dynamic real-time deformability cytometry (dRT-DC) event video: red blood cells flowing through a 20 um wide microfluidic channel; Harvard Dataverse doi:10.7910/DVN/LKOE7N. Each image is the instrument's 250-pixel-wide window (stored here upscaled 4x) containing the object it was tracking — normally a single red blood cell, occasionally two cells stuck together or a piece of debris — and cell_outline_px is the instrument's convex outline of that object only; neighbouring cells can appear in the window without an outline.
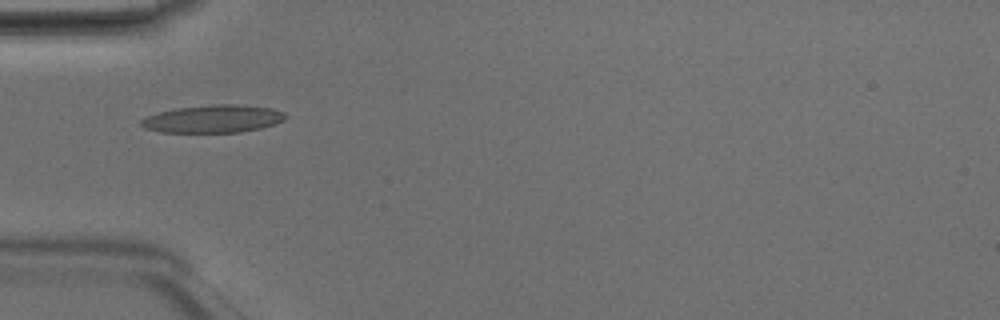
{"species": "Egyptian fruit bat (a non-hibernating species)", "species_latin": "Rousettus aegyptiacus", "temperature_condition": "room temperature", "stored_images_in_passage": 5, "camera_frame_rate_fps": 3000, "um_per_image_px": 0.085, "animal": {"sex": "male"}, "frame": {"image": 1, "passage_image": 5, "time_ms": 1.333, "image_size_px": [1000, 320], "cell_outline_px": [[288, 116], [284, 120], [260, 128], [240, 132], [160, 132], [144, 128], [140, 124], [140, 120], [148, 116], [160, 112], [180, 108], [216, 104], [236, 104], [272, 108], [284, 112]], "centroid_in_image_um": [18.13, 10.1], "position_along_channel_um": 66.9, "area_um2": 23.06}}